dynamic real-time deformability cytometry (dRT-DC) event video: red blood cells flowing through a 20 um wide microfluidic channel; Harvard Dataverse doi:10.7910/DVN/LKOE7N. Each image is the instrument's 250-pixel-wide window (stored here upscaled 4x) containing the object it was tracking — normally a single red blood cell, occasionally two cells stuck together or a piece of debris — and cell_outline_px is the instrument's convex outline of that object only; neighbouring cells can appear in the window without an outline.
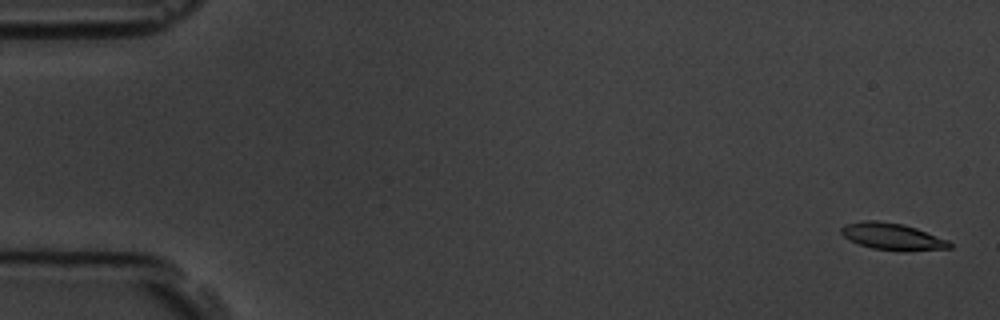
{"species": "common noctule bat (a hibernating species)", "species_latin": "Nyctalus noctula", "temperature_condition": "room temperature", "stored_images_in_passage": 5, "camera_frame_rate_fps": 3000, "um_per_image_px": 0.085, "animal": {"sex": "male", "body_mass_g": 19.5, "forearm_length_mm": 54.6}, "frame": {"image": 1, "passage_image": 1, "time_ms": 0.0, "image_size_px": [1000, 320], "cell_outline_px": [[952, 248], [904, 252], [872, 248], [860, 244], [844, 236], [840, 232], [840, 228], [844, 224], [864, 220], [876, 220], [904, 224], [916, 228], [948, 240], [952, 244]], "centroid_in_image_um": [75.87, 20.11], "position_along_channel_um": 9.1, "area_um2": 17.05}}